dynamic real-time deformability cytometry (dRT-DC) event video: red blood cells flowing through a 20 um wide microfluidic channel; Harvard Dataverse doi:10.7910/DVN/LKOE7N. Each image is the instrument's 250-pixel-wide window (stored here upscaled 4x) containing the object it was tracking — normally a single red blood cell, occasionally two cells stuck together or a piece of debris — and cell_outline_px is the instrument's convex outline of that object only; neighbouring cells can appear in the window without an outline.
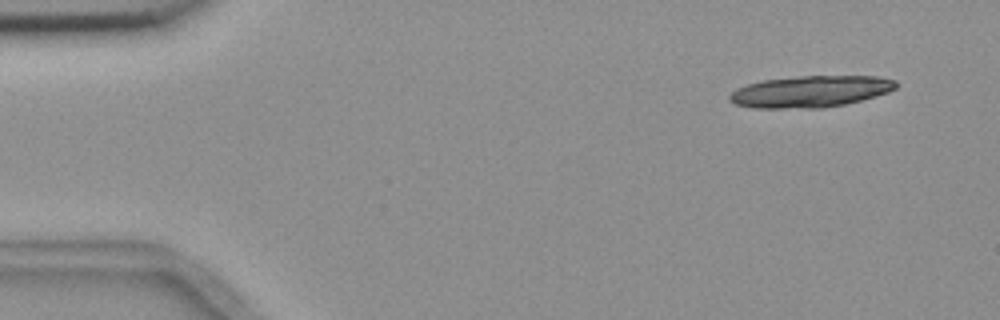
{"species": "common noctule bat (a hibernating species)", "species_latin": "Nyctalus noctula", "temperature_condition": "room temperature", "stored_images_in_passage": 8, "camera_frame_rate_fps": 3000, "um_per_image_px": 0.085, "animal": {"sex": "female", "body_mass_g": 18.4}, "frame": {"image": 1, "passage_image": 1, "time_ms": 0.0, "image_size_px": [1000, 320], "cell_outline_px": [[896, 88], [888, 92], [876, 96], [844, 104], [820, 108], [752, 108], [736, 104], [728, 100], [728, 96], [736, 88], [748, 84], [764, 80], [800, 76], [876, 76], [896, 80]], "centroid_in_image_um": [68.87, 7.78], "position_along_channel_um": 16.1, "area_um2": 30.52}}
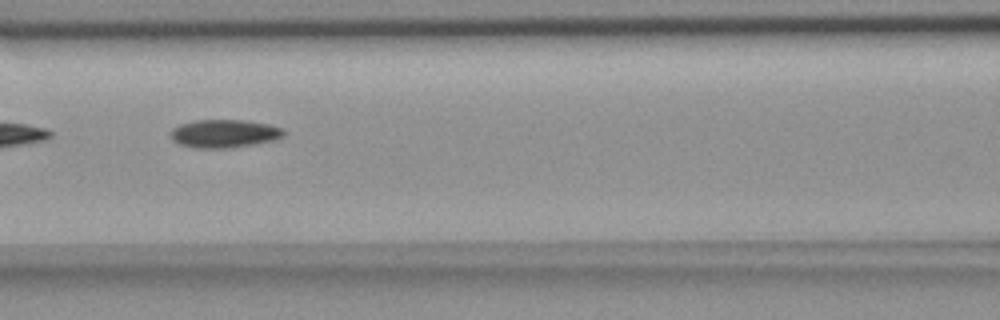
{"frame": {"image": 2, "passage_image": 7, "time_ms": 6.667, "image_size_px": [1000, 320], "cell_outline_px": [[284, 136], [272, 140], [252, 144], [228, 148], [196, 148], [180, 144], [172, 140], [172, 128], [180, 124], [196, 120], [244, 120], [268, 124], [284, 128]], "centroid_in_image_um": [19.06, 11.35], "position_along_channel_um": 147.5, "area_um2": 18.38}}
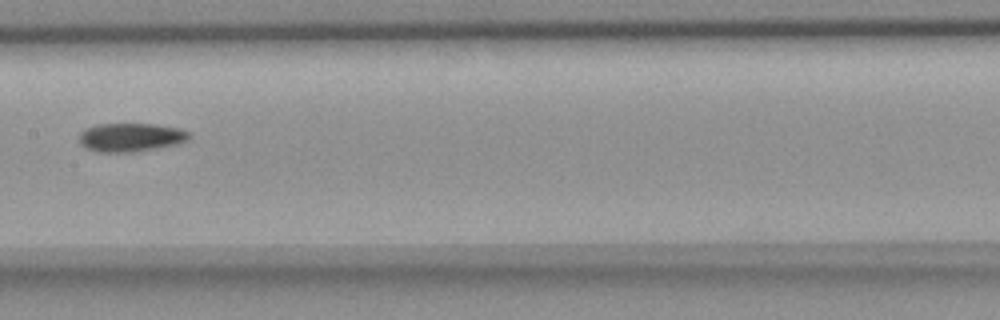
{"frame": {"image": 3, "passage_image": 8, "time_ms": 8.0, "image_size_px": [1000, 320], "cell_outline_px": [[192, 136], [188, 140], [180, 144], [136, 152], [96, 152], [84, 148], [80, 144], [80, 132], [96, 124], [152, 124], [180, 128], [192, 132]], "centroid_in_image_um": [11.17, 11.68], "position_along_channel_um": 196.2, "area_um2": 18.67}}